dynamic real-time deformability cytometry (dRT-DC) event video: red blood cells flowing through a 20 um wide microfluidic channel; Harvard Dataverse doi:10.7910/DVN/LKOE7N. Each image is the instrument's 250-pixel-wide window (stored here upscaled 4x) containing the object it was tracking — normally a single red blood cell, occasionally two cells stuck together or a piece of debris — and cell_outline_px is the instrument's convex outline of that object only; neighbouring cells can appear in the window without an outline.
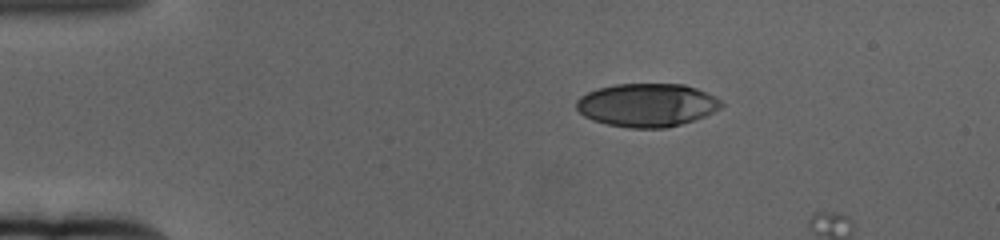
{"species": "human", "species_latin": "Homo sapiens", "temperature_condition": "cold", "stored_images_in_passage": 5, "camera_frame_rate_fps": 3000, "um_per_image_px": 0.085, "donor": {"sex": "female"}, "frame": {"image": 1, "passage_image": 1, "time_ms": 0.0, "image_size_px": [1000, 240], "cell_outline_px": [[724, 104], [720, 108], [704, 116], [668, 128], [628, 128], [608, 124], [592, 120], [584, 116], [576, 108], [576, 100], [580, 96], [588, 92], [600, 88], [616, 84], [684, 84], [696, 88], [720, 100]], "centroid_in_image_um": [54.96, 8.93], "position_along_channel_um": 30.0, "area_um2": 36.36}}